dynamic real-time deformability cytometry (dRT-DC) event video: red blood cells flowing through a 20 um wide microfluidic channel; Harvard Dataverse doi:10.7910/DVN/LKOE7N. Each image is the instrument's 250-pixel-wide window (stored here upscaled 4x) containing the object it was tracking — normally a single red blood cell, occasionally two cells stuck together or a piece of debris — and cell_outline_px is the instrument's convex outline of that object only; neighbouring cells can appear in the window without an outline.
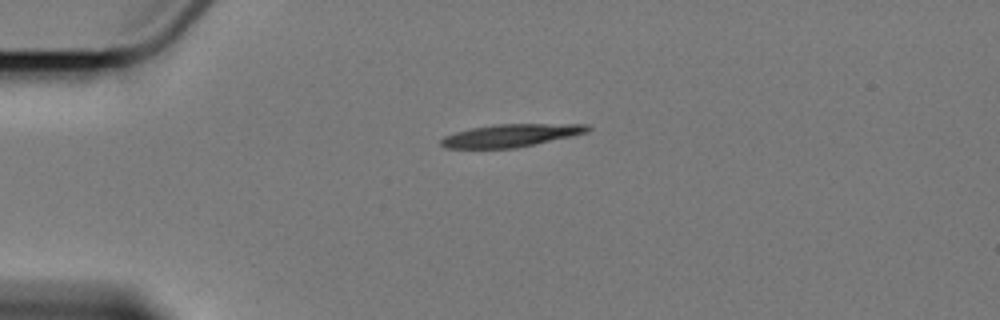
{"species": "Egyptian fruit bat (a non-hibernating species)", "species_latin": "Rousettus aegyptiacus", "temperature_condition": "cold", "stored_images_in_passage": 2, "camera_frame_rate_fps": 3000, "um_per_image_px": 0.085, "animal": {"sex": "female"}, "frame": {"image": 1, "passage_image": 1, "time_ms": 0.0, "image_size_px": [1000, 320], "cell_outline_px": [[592, 128], [588, 132], [572, 136], [516, 148], [448, 148], [440, 144], [440, 140], [444, 136], [456, 132], [472, 128], [496, 124], [588, 124]], "centroid_in_image_um": [43.45, 11.51], "position_along_channel_um": 41.5, "area_um2": 19.31}}